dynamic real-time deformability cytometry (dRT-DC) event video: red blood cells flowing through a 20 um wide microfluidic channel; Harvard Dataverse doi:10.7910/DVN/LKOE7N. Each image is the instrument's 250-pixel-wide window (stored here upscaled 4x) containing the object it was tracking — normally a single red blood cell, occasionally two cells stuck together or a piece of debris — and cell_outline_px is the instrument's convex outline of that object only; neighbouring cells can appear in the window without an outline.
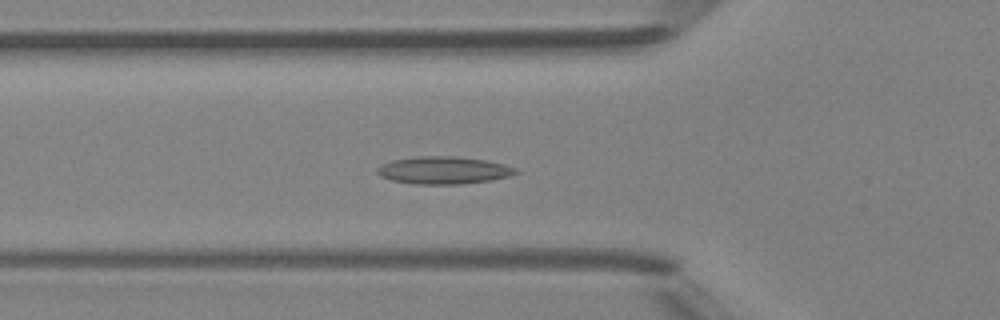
{"species": "Egyptian fruit bat (a non-hibernating species)", "species_latin": "Rousettus aegyptiacus", "temperature_condition": "room temperature", "stored_images_in_passage": 51, "segment_of_instrument_passage": [1, 2], "camera_frame_rate_fps": 3000, "um_per_image_px": 0.085, "animal": {"sex": "female"}, "frame": {"image": 1, "passage_image": 18, "time_ms": 5.667, "image_size_px": [1000, 320], "cell_outline_px": [[520, 172], [508, 176], [492, 180], [460, 184], [416, 184], [392, 180], [380, 176], [376, 172], [376, 168], [380, 164], [392, 160], [416, 156], [456, 156], [484, 160], [504, 164], [516, 168]], "centroid_in_image_um": [37.68, 14.47], "position_along_channel_um": 88.1, "area_um2": 22.25}}
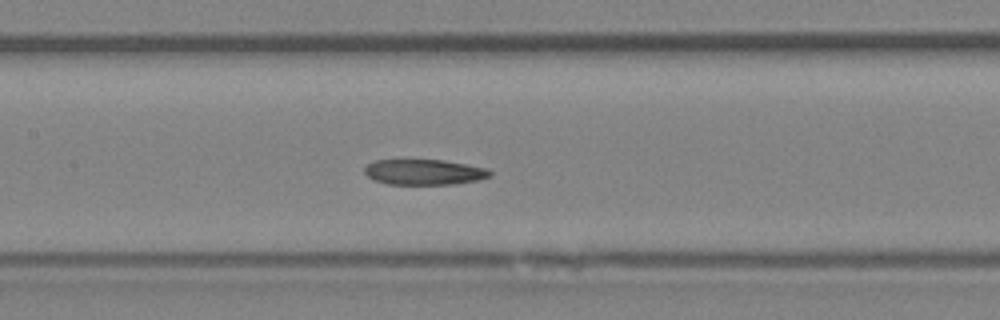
{"frame": {"image": 2, "passage_image": 24, "time_ms": 7.667, "image_size_px": [1000, 320], "cell_outline_px": [[492, 176], [476, 180], [456, 184], [388, 184], [372, 180], [364, 172], [364, 168], [368, 164], [376, 160], [444, 160], [488, 168], [492, 172]], "centroid_in_image_um": [36.06, 14.63], "position_along_channel_um": 171.3, "area_um2": 18.67}}
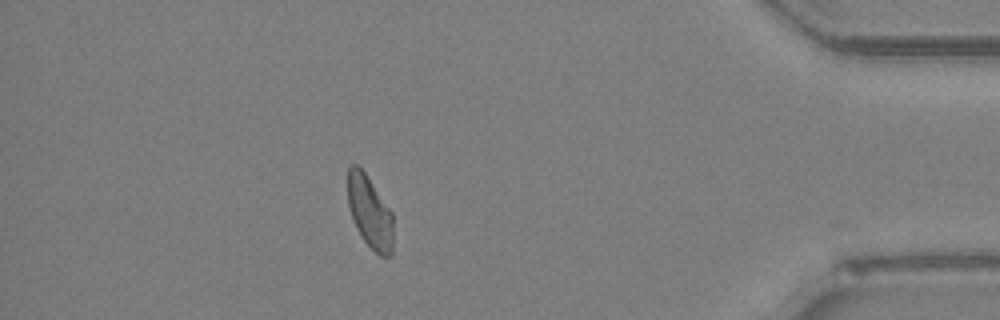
{"frame": {"image": 3, "passage_image": 44, "time_ms": 14.333, "image_size_px": [1000, 320], "cell_outline_px": [[392, 256], [380, 256], [364, 240], [356, 228], [352, 220], [348, 204], [348, 168], [352, 164], [356, 164], [364, 172], [392, 212]], "centroid_in_image_um": [31.42, 18.03], "position_along_channel_um": 403.8, "area_um2": 18.9}}